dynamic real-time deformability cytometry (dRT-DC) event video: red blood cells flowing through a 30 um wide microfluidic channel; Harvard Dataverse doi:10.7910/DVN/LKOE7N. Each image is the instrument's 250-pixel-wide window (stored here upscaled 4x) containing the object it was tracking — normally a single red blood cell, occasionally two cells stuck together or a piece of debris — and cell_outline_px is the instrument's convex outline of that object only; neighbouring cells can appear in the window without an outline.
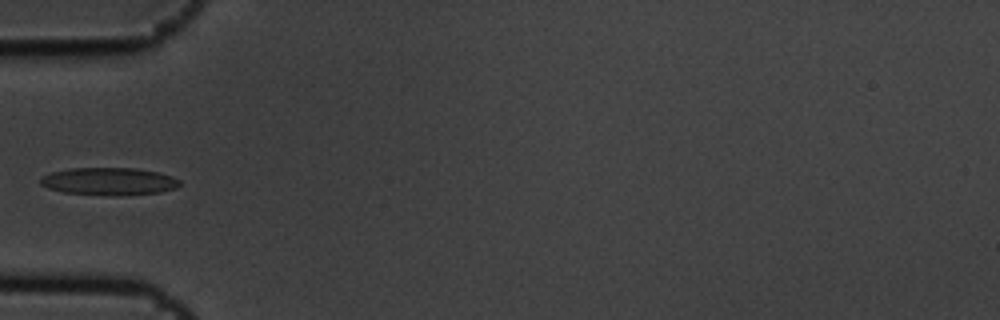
{"species": "common noctule bat (a hibernating species)", "species_latin": "Nyctalus noctula", "temperature_condition": "cold", "stored_images_in_passage": 6, "camera_frame_rate_fps": 3000, "um_per_image_px": 0.085, "animal": {"sex": "male", "body_mass_g": 19.5, "forearm_length_mm": 54.6}, "frame": {"image": 1, "passage_image": 5, "time_ms": 1.333, "image_size_px": [1000, 320], "cell_outline_px": [[180, 184], [176, 188], [160, 192], [112, 196], [64, 192], [48, 188], [40, 184], [40, 176], [52, 172], [68, 168], [136, 168], [160, 172], [172, 176], [180, 180]], "centroid_in_image_um": [9.26, 15.41], "position_along_channel_um": 75.7, "area_um2": 22.48}}
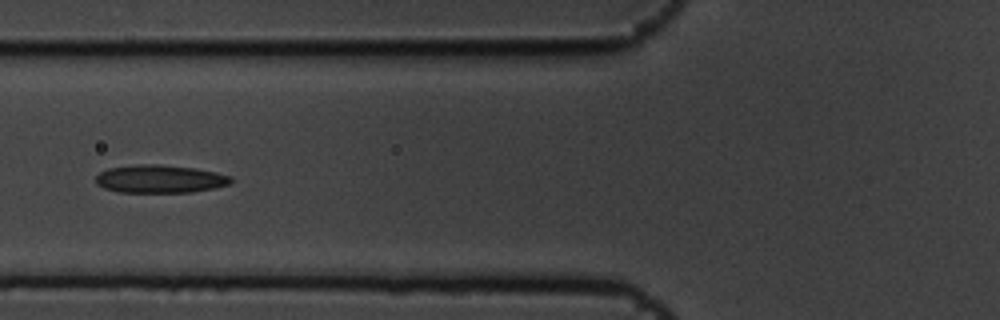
{"frame": {"image": 2, "passage_image": 6, "time_ms": 1.667, "image_size_px": [1000, 320], "cell_outline_px": [[232, 184], [216, 188], [192, 192], [116, 192], [104, 188], [96, 184], [96, 176], [100, 172], [108, 168], [136, 164], [160, 164], [196, 168], [216, 172], [232, 176]], "centroid_in_image_um": [13.62, 15.21], "position_along_channel_um": 112.2, "area_um2": 22.37}}